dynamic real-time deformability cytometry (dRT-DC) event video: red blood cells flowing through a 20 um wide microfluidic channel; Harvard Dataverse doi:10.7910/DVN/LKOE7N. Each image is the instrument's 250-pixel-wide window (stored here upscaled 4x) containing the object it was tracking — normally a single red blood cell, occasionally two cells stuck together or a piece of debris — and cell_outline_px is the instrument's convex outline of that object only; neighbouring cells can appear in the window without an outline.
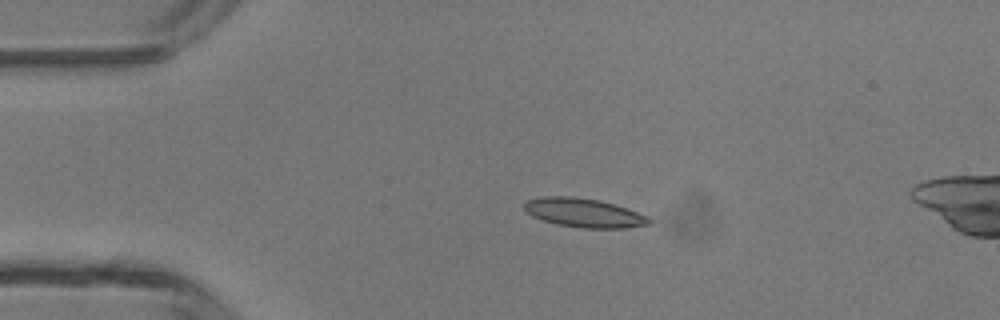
{"species": "common noctule bat (a hibernating species)", "species_latin": "Nyctalus noctula", "temperature_condition": "room temperature", "stored_images_in_passage": 4, "camera_frame_rate_fps": 3000, "um_per_image_px": 0.085, "animal": {"sex": "male", "body_mass_g": 13.3}, "frame": {"image": 1, "passage_image": 3, "time_ms": 3.333, "image_size_px": [1000, 320], "cell_outline_px": [[652, 224], [624, 228], [580, 228], [556, 224], [532, 216], [524, 208], [524, 204], [528, 200], [544, 196], [572, 196], [600, 200], [648, 216], [652, 220]], "centroid_in_image_um": [49.64, 18.09], "position_along_channel_um": 35.4, "area_um2": 20.92}}